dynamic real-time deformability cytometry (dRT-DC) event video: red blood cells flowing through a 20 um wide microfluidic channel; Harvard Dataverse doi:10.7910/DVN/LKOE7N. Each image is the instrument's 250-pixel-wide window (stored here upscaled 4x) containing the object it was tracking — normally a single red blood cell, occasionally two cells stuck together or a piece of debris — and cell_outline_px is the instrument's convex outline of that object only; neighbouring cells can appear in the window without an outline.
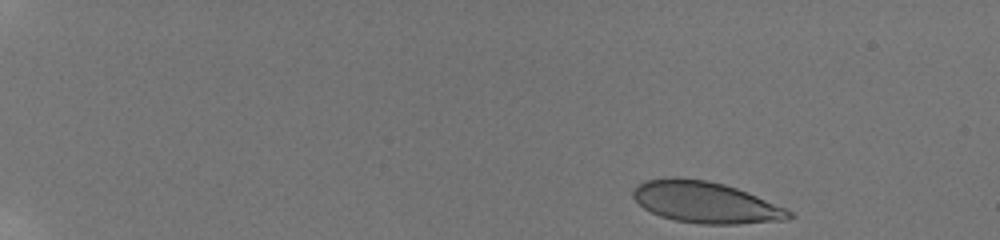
{"species": "human", "species_latin": "Homo sapiens", "temperature_condition": "room temperature", "stored_images_in_passage": 17, "camera_frame_rate_fps": 3000, "um_per_image_px": 0.085, "donor": {"sex": "male"}, "frame": {"image": 1, "passage_image": 1, "time_ms": 0.0, "image_size_px": [1000, 240], "cell_outline_px": [[796, 216], [788, 220], [736, 224], [700, 224], [676, 220], [660, 216], [644, 208], [632, 196], [632, 192], [636, 184], [644, 180], [676, 176], [708, 180], [724, 184], [736, 188], [756, 196], [784, 208], [792, 212]], "centroid_in_image_um": [59.94, 17.19], "position_along_channel_um": 25.1, "area_um2": 37.63}}
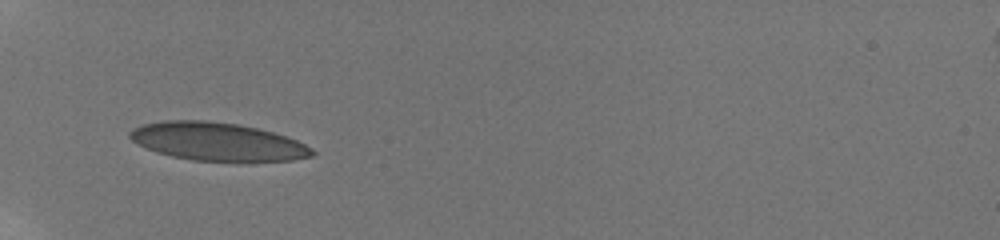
{"frame": {"image": 2, "passage_image": 9, "time_ms": 4.667, "image_size_px": [1000, 240], "cell_outline_px": [[316, 152], [312, 156], [292, 160], [236, 164], [192, 160], [172, 156], [156, 152], [136, 144], [128, 136], [128, 132], [132, 128], [144, 124], [164, 120], [204, 120], [236, 124], [256, 128], [288, 136], [312, 148]], "centroid_in_image_um": [18.5, 12.08], "position_along_channel_um": 66.5, "area_um2": 41.56}}